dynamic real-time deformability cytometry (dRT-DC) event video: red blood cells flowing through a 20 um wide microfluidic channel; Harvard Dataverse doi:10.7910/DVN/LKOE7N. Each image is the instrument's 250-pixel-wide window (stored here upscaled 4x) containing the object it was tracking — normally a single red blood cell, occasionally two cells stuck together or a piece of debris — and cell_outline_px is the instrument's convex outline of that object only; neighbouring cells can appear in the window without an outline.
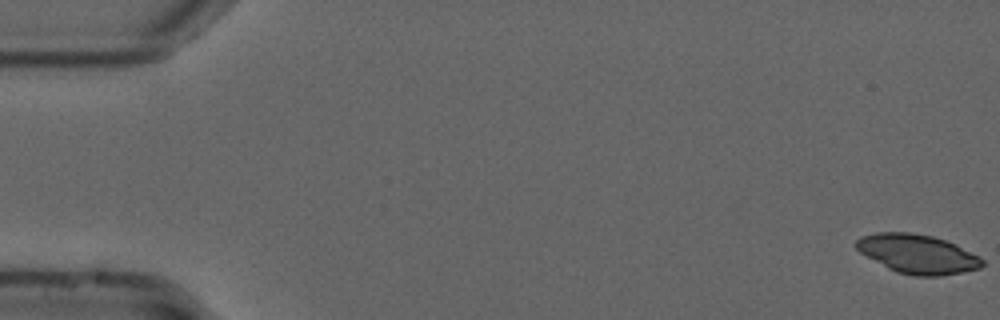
{"species": "common noctule bat (a hibernating species)", "species_latin": "Nyctalus noctula", "temperature_condition": "cold", "stored_images_in_passage": 17, "camera_frame_rate_fps": 3000, "um_per_image_px": 0.085, "animal": {"sex": "male", "forearm_length_mm": 52.5}, "frame": {"image": 1, "passage_image": 1, "time_ms": 0.0, "image_size_px": [1000, 320], "cell_outline_px": [[984, 264], [980, 268], [964, 272], [940, 276], [916, 276], [896, 272], [888, 268], [860, 252], [856, 248], [856, 240], [860, 236], [876, 232], [908, 232], [932, 236], [956, 244], [980, 256], [984, 260]], "centroid_in_image_um": [78.01, 21.59], "position_along_channel_um": 7.0, "area_um2": 28.73}}